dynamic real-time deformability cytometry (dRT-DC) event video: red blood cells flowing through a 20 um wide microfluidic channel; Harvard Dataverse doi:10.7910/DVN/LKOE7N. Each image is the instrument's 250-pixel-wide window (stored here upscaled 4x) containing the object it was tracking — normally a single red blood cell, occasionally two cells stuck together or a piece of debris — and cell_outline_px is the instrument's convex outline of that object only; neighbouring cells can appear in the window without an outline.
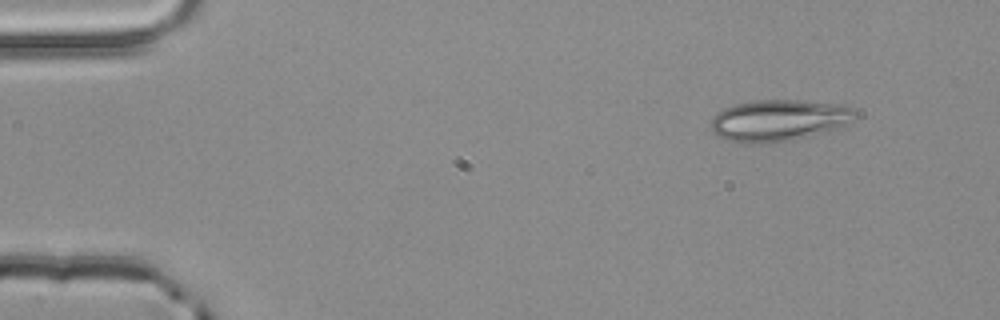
{"species": "common noctule bat (a hibernating species)", "species_latin": "Nyctalus noctula", "temperature_condition": "room temperature", "stored_images_in_passage": 2, "camera_frame_rate_fps": 3000, "um_per_image_px": 0.085, "animal": {"sex": "male", "body_mass_g": 20.4}, "frame": {"image": 1, "passage_image": 1, "time_ms": 0.0, "image_size_px": [1000, 320], "cell_outline_px": [[856, 116], [848, 124], [836, 128], [808, 136], [792, 140], [728, 140], [720, 136], [708, 124], [712, 116], [716, 112], [724, 108], [736, 104], [756, 100], [796, 100], [836, 104], [852, 108], [856, 112]], "centroid_in_image_um": [66.21, 10.17], "position_along_channel_um": 18.8, "area_um2": 33.64}}